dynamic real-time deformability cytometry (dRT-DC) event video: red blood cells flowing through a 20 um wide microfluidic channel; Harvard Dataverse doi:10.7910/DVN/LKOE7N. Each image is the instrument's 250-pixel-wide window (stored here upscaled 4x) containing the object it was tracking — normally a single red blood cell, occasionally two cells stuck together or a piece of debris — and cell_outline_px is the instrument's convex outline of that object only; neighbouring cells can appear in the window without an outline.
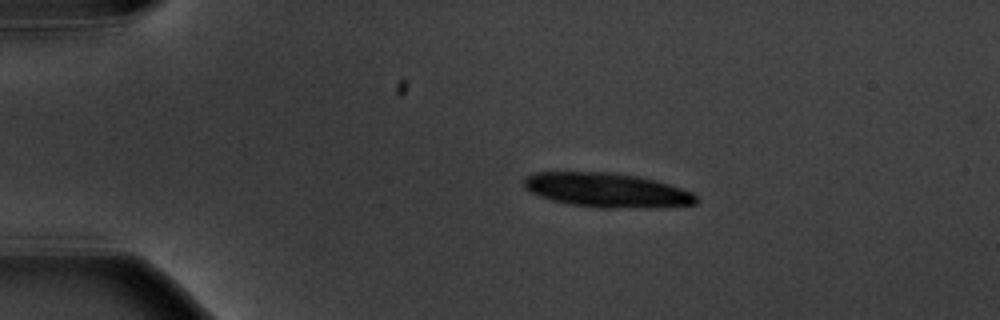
{"species": "common noctule bat (a hibernating species)", "species_latin": "Nyctalus noctula", "temperature_condition": "warm", "stored_images_in_passage": 6, "camera_frame_rate_fps": 3000, "um_per_image_px": 0.085, "animal": {"sex": "male", "body_mass_g": 20.1, "forearm_length_mm": 53.5}, "frame": {"image": 1, "passage_image": 2, "time_ms": 1.333, "image_size_px": [1000, 320], "cell_outline_px": [[700, 200], [696, 204], [648, 208], [600, 208], [568, 204], [552, 200], [540, 196], [524, 188], [524, 180], [528, 176], [536, 172], [608, 172], [636, 176], [668, 184], [692, 192]], "centroid_in_image_um": [51.59, 16.18], "position_along_channel_um": 33.4, "area_um2": 34.33}}